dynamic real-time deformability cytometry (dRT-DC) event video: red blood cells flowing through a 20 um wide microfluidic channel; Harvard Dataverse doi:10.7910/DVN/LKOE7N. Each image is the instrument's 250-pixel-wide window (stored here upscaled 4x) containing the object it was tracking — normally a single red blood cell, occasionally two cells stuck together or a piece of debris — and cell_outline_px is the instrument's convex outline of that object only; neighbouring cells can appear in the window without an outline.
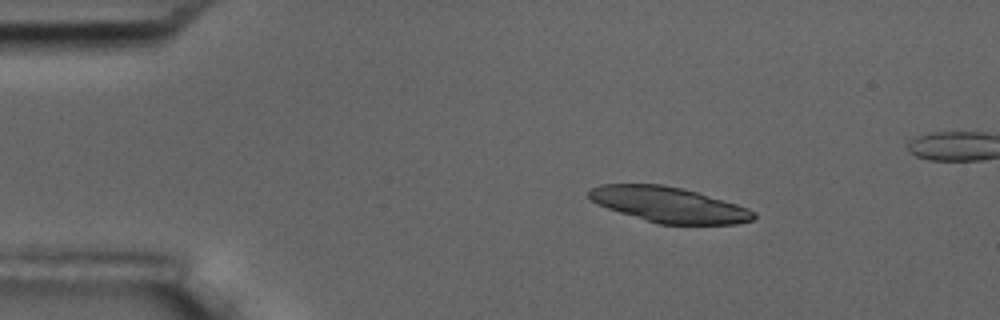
{"species": "common noctule bat (a hibernating species)", "species_latin": "Nyctalus noctula", "temperature_condition": "room temperature", "stored_images_in_passage": 5, "camera_frame_rate_fps": 3000, "um_per_image_px": 0.085, "animal": {"sex": "male", "body_mass_g": 17.5, "forearm_length_mm": 52.3}, "frame": {"image": 1, "passage_image": 2, "time_ms": 1.0, "image_size_px": [1000, 320], "cell_outline_px": [[756, 216], [752, 220], [736, 224], [660, 224], [620, 212], [608, 208], [592, 200], [588, 196], [588, 192], [592, 188], [600, 184], [660, 184], [684, 188], [736, 204], [748, 208], [756, 212]], "centroid_in_image_um": [56.88, 17.39], "position_along_channel_um": 28.1, "area_um2": 33.58}}